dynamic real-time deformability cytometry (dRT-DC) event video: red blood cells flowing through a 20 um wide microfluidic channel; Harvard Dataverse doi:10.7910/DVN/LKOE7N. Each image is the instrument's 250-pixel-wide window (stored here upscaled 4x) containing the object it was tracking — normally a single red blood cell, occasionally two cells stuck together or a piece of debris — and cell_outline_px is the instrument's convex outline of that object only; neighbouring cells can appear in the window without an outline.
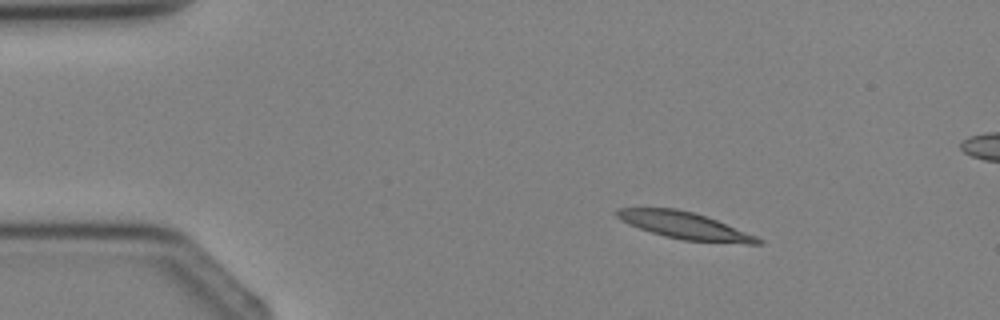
{"species": "Egyptian fruit bat (a non-hibernating species)", "species_latin": "Rousettus aegyptiacus", "temperature_condition": "cold", "stored_images_in_passage": 3, "segment_of_instrument_passage": [1, 2], "camera_frame_rate_fps": 3000, "um_per_image_px": 0.085, "animal": {"sex": "female"}, "frame": {"image": 1, "passage_image": 1, "time_ms": 0.0, "image_size_px": [1000, 320], "cell_outline_px": [[764, 244], [748, 244], [684, 240], [664, 236], [628, 224], [620, 220], [616, 216], [616, 208], [676, 208], [692, 212], [716, 220], [756, 236], [764, 240]], "centroid_in_image_um": [58.2, 19.18], "position_along_channel_um": 26.8, "area_um2": 21.91}}